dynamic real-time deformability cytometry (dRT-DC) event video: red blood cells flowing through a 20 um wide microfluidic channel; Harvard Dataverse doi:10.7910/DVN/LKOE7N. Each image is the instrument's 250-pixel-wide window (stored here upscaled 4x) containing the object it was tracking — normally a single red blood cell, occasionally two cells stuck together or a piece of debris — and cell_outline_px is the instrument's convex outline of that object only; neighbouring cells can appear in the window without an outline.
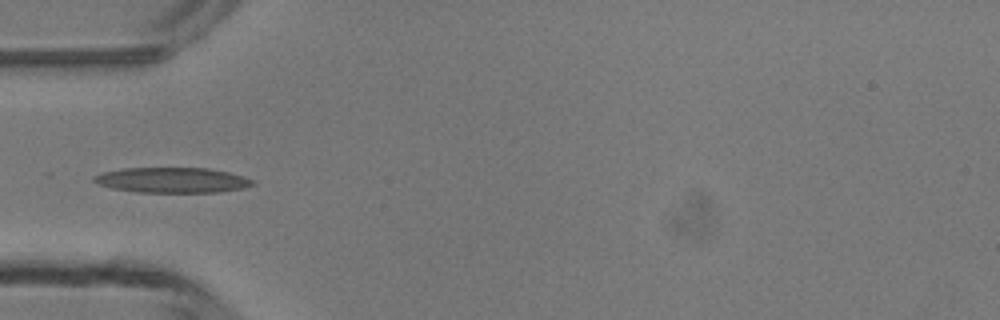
{"species": "common noctule bat (a hibernating species)", "species_latin": "Nyctalus noctula", "temperature_condition": "room temperature", "stored_images_in_passage": 4, "camera_frame_rate_fps": 3000, "um_per_image_px": 0.085, "animal": {"sex": "male", "body_mass_g": 13.3}, "frame": {"image": 1, "passage_image": 4, "time_ms": 4.333, "image_size_px": [1000, 320], "cell_outline_px": [[256, 184], [244, 188], [220, 192], [136, 192], [112, 188], [96, 184], [92, 180], [92, 176], [104, 172], [124, 168], [208, 168], [228, 172], [256, 180]], "centroid_in_image_um": [14.65, 15.31], "position_along_channel_um": 70.4, "area_um2": 23.52}}